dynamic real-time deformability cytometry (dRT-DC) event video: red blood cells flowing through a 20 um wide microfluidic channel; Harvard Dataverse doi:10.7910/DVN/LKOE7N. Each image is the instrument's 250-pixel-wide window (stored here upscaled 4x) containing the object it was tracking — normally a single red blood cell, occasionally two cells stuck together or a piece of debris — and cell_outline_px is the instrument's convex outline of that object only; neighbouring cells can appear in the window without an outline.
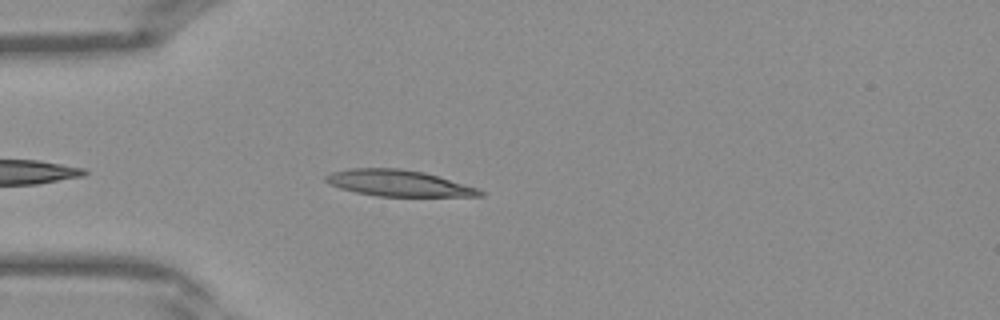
{"species": "Egyptian fruit bat (a non-hibernating species)", "species_latin": "Rousettus aegyptiacus", "temperature_condition": "warm", "stored_images_in_passage": 7, "camera_frame_rate_fps": 3000, "um_per_image_px": 0.085, "frame": {"image": 1, "passage_image": 3, "time_ms": 0.667, "image_size_px": [1000, 320], "cell_outline_px": [[484, 196], [376, 196], [356, 192], [340, 188], [328, 184], [324, 180], [324, 176], [332, 172], [348, 168], [400, 168], [424, 172], [480, 188], [484, 192]], "centroid_in_image_um": [33.87, 15.56], "position_along_channel_um": 51.1, "area_um2": 23.7}}